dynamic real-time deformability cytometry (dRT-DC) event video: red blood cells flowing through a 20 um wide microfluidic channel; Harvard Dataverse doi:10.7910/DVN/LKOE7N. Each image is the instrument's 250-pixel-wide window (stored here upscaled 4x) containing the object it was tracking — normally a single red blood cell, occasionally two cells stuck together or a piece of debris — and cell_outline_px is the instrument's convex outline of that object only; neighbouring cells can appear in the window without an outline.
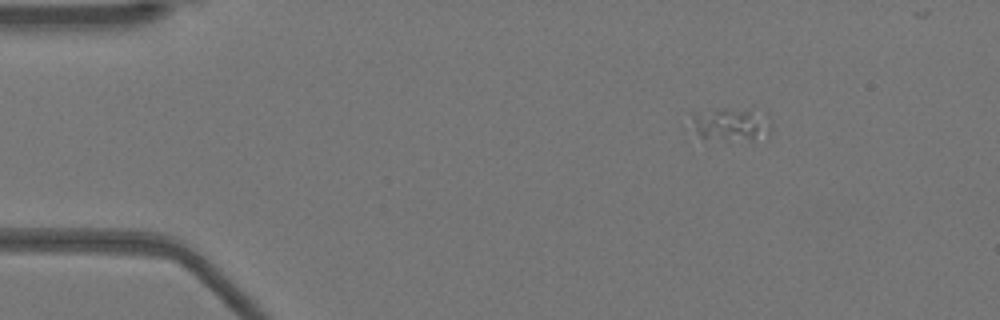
{"species": "Egyptian fruit bat (a non-hibernating species)", "species_latin": "Rousettus aegyptiacus", "temperature_condition": "warm", "stored_images_in_passage": 40, "camera_frame_rate_fps": 3000, "um_per_image_px": 0.085, "animal": {"sex": "female"}, "frame": {"image": 1, "passage_image": 1, "time_ms": 0.0, "image_size_px": [1000, 320], "cell_outline_px": [[772, 124], [768, 136], [752, 140], [724, 140], [700, 136], [696, 128], [692, 116], [692, 112], [716, 108], [728, 108], [768, 112]], "centroid_in_image_um": [62.25, 10.53], "position_along_channel_um": 22.8, "area_um2": 15.66}}
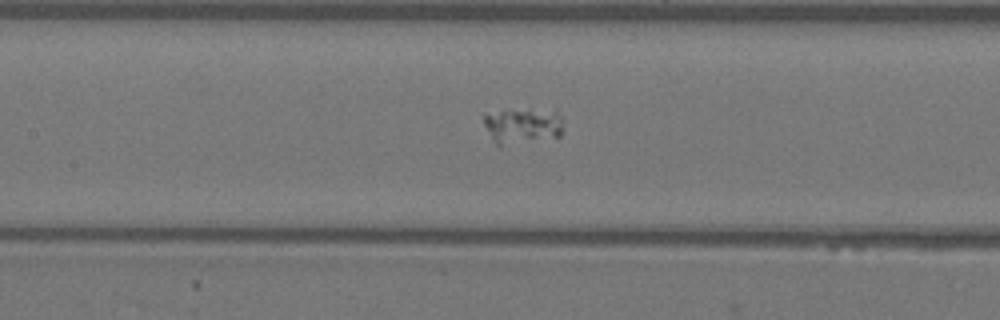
{"frame": {"image": 2, "passage_image": 17, "time_ms": 5.333, "image_size_px": [1000, 320], "cell_outline_px": [[564, 132], [560, 136], [500, 148], [496, 144], [484, 124], [484, 112], [556, 108], [564, 116]], "centroid_in_image_um": [44.52, 10.69], "position_along_channel_um": 162.9, "area_um2": 17.57}}
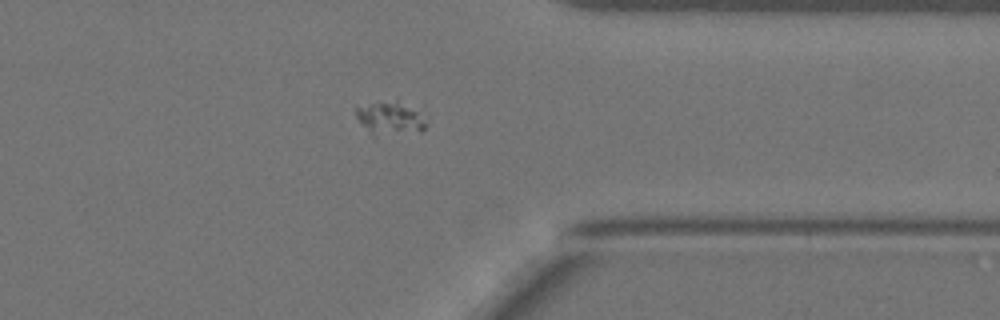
{"frame": {"image": 3, "passage_image": 34, "time_ms": 11.0, "image_size_px": [1000, 320], "cell_outline_px": [[428, 124], [420, 132], [376, 140], [372, 136], [356, 116], [356, 108], [372, 104], [396, 104], [416, 112]], "centroid_in_image_um": [33.12, 10.25], "position_along_channel_um": 378.3, "area_um2": 13.06}}